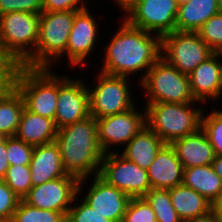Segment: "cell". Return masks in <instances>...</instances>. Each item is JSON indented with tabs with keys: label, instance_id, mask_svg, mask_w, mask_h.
<instances>
[{
	"label": "cell",
	"instance_id": "obj_14",
	"mask_svg": "<svg viewBox=\"0 0 222 222\" xmlns=\"http://www.w3.org/2000/svg\"><path fill=\"white\" fill-rule=\"evenodd\" d=\"M136 109L96 119L98 141L105 154L109 145H126L146 125L145 110L139 113Z\"/></svg>",
	"mask_w": 222,
	"mask_h": 222
},
{
	"label": "cell",
	"instance_id": "obj_46",
	"mask_svg": "<svg viewBox=\"0 0 222 222\" xmlns=\"http://www.w3.org/2000/svg\"><path fill=\"white\" fill-rule=\"evenodd\" d=\"M189 1H191V0H176L178 6H181V5H183V4H186V3H188Z\"/></svg>",
	"mask_w": 222,
	"mask_h": 222
},
{
	"label": "cell",
	"instance_id": "obj_28",
	"mask_svg": "<svg viewBox=\"0 0 222 222\" xmlns=\"http://www.w3.org/2000/svg\"><path fill=\"white\" fill-rule=\"evenodd\" d=\"M13 222H66L62 212L40 209L28 205L22 199L14 212Z\"/></svg>",
	"mask_w": 222,
	"mask_h": 222
},
{
	"label": "cell",
	"instance_id": "obj_9",
	"mask_svg": "<svg viewBox=\"0 0 222 222\" xmlns=\"http://www.w3.org/2000/svg\"><path fill=\"white\" fill-rule=\"evenodd\" d=\"M106 153L98 176L131 198L144 197L151 189L146 169L126 159L118 152Z\"/></svg>",
	"mask_w": 222,
	"mask_h": 222
},
{
	"label": "cell",
	"instance_id": "obj_43",
	"mask_svg": "<svg viewBox=\"0 0 222 222\" xmlns=\"http://www.w3.org/2000/svg\"><path fill=\"white\" fill-rule=\"evenodd\" d=\"M185 222H217V221L215 220L214 215L211 212H209L204 216L196 217L194 219H190Z\"/></svg>",
	"mask_w": 222,
	"mask_h": 222
},
{
	"label": "cell",
	"instance_id": "obj_20",
	"mask_svg": "<svg viewBox=\"0 0 222 222\" xmlns=\"http://www.w3.org/2000/svg\"><path fill=\"white\" fill-rule=\"evenodd\" d=\"M32 186L65 177L58 145L53 142L35 146L30 162Z\"/></svg>",
	"mask_w": 222,
	"mask_h": 222
},
{
	"label": "cell",
	"instance_id": "obj_4",
	"mask_svg": "<svg viewBox=\"0 0 222 222\" xmlns=\"http://www.w3.org/2000/svg\"><path fill=\"white\" fill-rule=\"evenodd\" d=\"M147 103L146 126L156 133L165 144H172L201 128L203 109H192L193 103Z\"/></svg>",
	"mask_w": 222,
	"mask_h": 222
},
{
	"label": "cell",
	"instance_id": "obj_33",
	"mask_svg": "<svg viewBox=\"0 0 222 222\" xmlns=\"http://www.w3.org/2000/svg\"><path fill=\"white\" fill-rule=\"evenodd\" d=\"M34 147L18 139L7 137V160L10 165H30Z\"/></svg>",
	"mask_w": 222,
	"mask_h": 222
},
{
	"label": "cell",
	"instance_id": "obj_5",
	"mask_svg": "<svg viewBox=\"0 0 222 222\" xmlns=\"http://www.w3.org/2000/svg\"><path fill=\"white\" fill-rule=\"evenodd\" d=\"M50 71L49 68L22 66L15 87L22 95L27 110L54 120L58 103V76Z\"/></svg>",
	"mask_w": 222,
	"mask_h": 222
},
{
	"label": "cell",
	"instance_id": "obj_1",
	"mask_svg": "<svg viewBox=\"0 0 222 222\" xmlns=\"http://www.w3.org/2000/svg\"><path fill=\"white\" fill-rule=\"evenodd\" d=\"M130 25L125 19L105 46V61L100 72L124 76L149 69L161 57V37Z\"/></svg>",
	"mask_w": 222,
	"mask_h": 222
},
{
	"label": "cell",
	"instance_id": "obj_41",
	"mask_svg": "<svg viewBox=\"0 0 222 222\" xmlns=\"http://www.w3.org/2000/svg\"><path fill=\"white\" fill-rule=\"evenodd\" d=\"M141 0H114L119 4L120 9L124 10L127 14L130 10H132Z\"/></svg>",
	"mask_w": 222,
	"mask_h": 222
},
{
	"label": "cell",
	"instance_id": "obj_15",
	"mask_svg": "<svg viewBox=\"0 0 222 222\" xmlns=\"http://www.w3.org/2000/svg\"><path fill=\"white\" fill-rule=\"evenodd\" d=\"M83 200L112 222H122L131 197L96 175Z\"/></svg>",
	"mask_w": 222,
	"mask_h": 222
},
{
	"label": "cell",
	"instance_id": "obj_37",
	"mask_svg": "<svg viewBox=\"0 0 222 222\" xmlns=\"http://www.w3.org/2000/svg\"><path fill=\"white\" fill-rule=\"evenodd\" d=\"M16 11L41 14L43 0H0V15Z\"/></svg>",
	"mask_w": 222,
	"mask_h": 222
},
{
	"label": "cell",
	"instance_id": "obj_2",
	"mask_svg": "<svg viewBox=\"0 0 222 222\" xmlns=\"http://www.w3.org/2000/svg\"><path fill=\"white\" fill-rule=\"evenodd\" d=\"M55 143L59 147L64 170L77 177L78 184H83L93 173L98 175L105 153L98 141L94 116L58 129Z\"/></svg>",
	"mask_w": 222,
	"mask_h": 222
},
{
	"label": "cell",
	"instance_id": "obj_35",
	"mask_svg": "<svg viewBox=\"0 0 222 222\" xmlns=\"http://www.w3.org/2000/svg\"><path fill=\"white\" fill-rule=\"evenodd\" d=\"M66 222H112L92 209L84 200L79 206H72L67 212Z\"/></svg>",
	"mask_w": 222,
	"mask_h": 222
},
{
	"label": "cell",
	"instance_id": "obj_31",
	"mask_svg": "<svg viewBox=\"0 0 222 222\" xmlns=\"http://www.w3.org/2000/svg\"><path fill=\"white\" fill-rule=\"evenodd\" d=\"M201 128L207 134L215 155H222V115L217 110L206 116L202 112Z\"/></svg>",
	"mask_w": 222,
	"mask_h": 222
},
{
	"label": "cell",
	"instance_id": "obj_47",
	"mask_svg": "<svg viewBox=\"0 0 222 222\" xmlns=\"http://www.w3.org/2000/svg\"><path fill=\"white\" fill-rule=\"evenodd\" d=\"M218 7L222 11V0H217Z\"/></svg>",
	"mask_w": 222,
	"mask_h": 222
},
{
	"label": "cell",
	"instance_id": "obj_12",
	"mask_svg": "<svg viewBox=\"0 0 222 222\" xmlns=\"http://www.w3.org/2000/svg\"><path fill=\"white\" fill-rule=\"evenodd\" d=\"M176 0H141L124 18L130 25L160 37L175 31Z\"/></svg>",
	"mask_w": 222,
	"mask_h": 222
},
{
	"label": "cell",
	"instance_id": "obj_10",
	"mask_svg": "<svg viewBox=\"0 0 222 222\" xmlns=\"http://www.w3.org/2000/svg\"><path fill=\"white\" fill-rule=\"evenodd\" d=\"M98 75L95 88H88L90 115L96 119L125 112L134 106L127 77Z\"/></svg>",
	"mask_w": 222,
	"mask_h": 222
},
{
	"label": "cell",
	"instance_id": "obj_22",
	"mask_svg": "<svg viewBox=\"0 0 222 222\" xmlns=\"http://www.w3.org/2000/svg\"><path fill=\"white\" fill-rule=\"evenodd\" d=\"M164 144V141L145 125L126 144L121 155L147 170Z\"/></svg>",
	"mask_w": 222,
	"mask_h": 222
},
{
	"label": "cell",
	"instance_id": "obj_23",
	"mask_svg": "<svg viewBox=\"0 0 222 222\" xmlns=\"http://www.w3.org/2000/svg\"><path fill=\"white\" fill-rule=\"evenodd\" d=\"M169 195L175 211L183 222L210 212L211 202L184 184L170 188Z\"/></svg>",
	"mask_w": 222,
	"mask_h": 222
},
{
	"label": "cell",
	"instance_id": "obj_29",
	"mask_svg": "<svg viewBox=\"0 0 222 222\" xmlns=\"http://www.w3.org/2000/svg\"><path fill=\"white\" fill-rule=\"evenodd\" d=\"M2 179L21 199L33 187L30 165H10Z\"/></svg>",
	"mask_w": 222,
	"mask_h": 222
},
{
	"label": "cell",
	"instance_id": "obj_7",
	"mask_svg": "<svg viewBox=\"0 0 222 222\" xmlns=\"http://www.w3.org/2000/svg\"><path fill=\"white\" fill-rule=\"evenodd\" d=\"M38 30L39 14L16 11L0 15V45L21 64L35 52Z\"/></svg>",
	"mask_w": 222,
	"mask_h": 222
},
{
	"label": "cell",
	"instance_id": "obj_48",
	"mask_svg": "<svg viewBox=\"0 0 222 222\" xmlns=\"http://www.w3.org/2000/svg\"><path fill=\"white\" fill-rule=\"evenodd\" d=\"M0 222H13L12 219H2L0 218Z\"/></svg>",
	"mask_w": 222,
	"mask_h": 222
},
{
	"label": "cell",
	"instance_id": "obj_36",
	"mask_svg": "<svg viewBox=\"0 0 222 222\" xmlns=\"http://www.w3.org/2000/svg\"><path fill=\"white\" fill-rule=\"evenodd\" d=\"M21 198L0 179V218L12 219Z\"/></svg>",
	"mask_w": 222,
	"mask_h": 222
},
{
	"label": "cell",
	"instance_id": "obj_39",
	"mask_svg": "<svg viewBox=\"0 0 222 222\" xmlns=\"http://www.w3.org/2000/svg\"><path fill=\"white\" fill-rule=\"evenodd\" d=\"M7 137H0V179H2L7 172L10 164L7 160Z\"/></svg>",
	"mask_w": 222,
	"mask_h": 222
},
{
	"label": "cell",
	"instance_id": "obj_44",
	"mask_svg": "<svg viewBox=\"0 0 222 222\" xmlns=\"http://www.w3.org/2000/svg\"><path fill=\"white\" fill-rule=\"evenodd\" d=\"M11 87L0 77V97H2Z\"/></svg>",
	"mask_w": 222,
	"mask_h": 222
},
{
	"label": "cell",
	"instance_id": "obj_11",
	"mask_svg": "<svg viewBox=\"0 0 222 222\" xmlns=\"http://www.w3.org/2000/svg\"><path fill=\"white\" fill-rule=\"evenodd\" d=\"M78 183L77 177L68 174L33 186L22 200L33 207L62 212L66 216L71 203L75 201L83 187Z\"/></svg>",
	"mask_w": 222,
	"mask_h": 222
},
{
	"label": "cell",
	"instance_id": "obj_3",
	"mask_svg": "<svg viewBox=\"0 0 222 222\" xmlns=\"http://www.w3.org/2000/svg\"><path fill=\"white\" fill-rule=\"evenodd\" d=\"M78 12L42 11L39 14L38 41L35 52L22 66L28 68H50L52 63L66 52L73 21Z\"/></svg>",
	"mask_w": 222,
	"mask_h": 222
},
{
	"label": "cell",
	"instance_id": "obj_6",
	"mask_svg": "<svg viewBox=\"0 0 222 222\" xmlns=\"http://www.w3.org/2000/svg\"><path fill=\"white\" fill-rule=\"evenodd\" d=\"M140 81L147 96V103L195 102L190 90L189 77L160 57ZM146 89V90H145Z\"/></svg>",
	"mask_w": 222,
	"mask_h": 222
},
{
	"label": "cell",
	"instance_id": "obj_13",
	"mask_svg": "<svg viewBox=\"0 0 222 222\" xmlns=\"http://www.w3.org/2000/svg\"><path fill=\"white\" fill-rule=\"evenodd\" d=\"M54 123L57 129L90 116L88 88L83 80L58 77V101Z\"/></svg>",
	"mask_w": 222,
	"mask_h": 222
},
{
	"label": "cell",
	"instance_id": "obj_21",
	"mask_svg": "<svg viewBox=\"0 0 222 222\" xmlns=\"http://www.w3.org/2000/svg\"><path fill=\"white\" fill-rule=\"evenodd\" d=\"M57 130L54 120L32 113L24 107L15 136L35 147L55 142Z\"/></svg>",
	"mask_w": 222,
	"mask_h": 222
},
{
	"label": "cell",
	"instance_id": "obj_30",
	"mask_svg": "<svg viewBox=\"0 0 222 222\" xmlns=\"http://www.w3.org/2000/svg\"><path fill=\"white\" fill-rule=\"evenodd\" d=\"M196 32L214 53L222 52V11L206 21Z\"/></svg>",
	"mask_w": 222,
	"mask_h": 222
},
{
	"label": "cell",
	"instance_id": "obj_17",
	"mask_svg": "<svg viewBox=\"0 0 222 222\" xmlns=\"http://www.w3.org/2000/svg\"><path fill=\"white\" fill-rule=\"evenodd\" d=\"M151 188L170 189L183 184L184 167L171 144H164L147 169Z\"/></svg>",
	"mask_w": 222,
	"mask_h": 222
},
{
	"label": "cell",
	"instance_id": "obj_19",
	"mask_svg": "<svg viewBox=\"0 0 222 222\" xmlns=\"http://www.w3.org/2000/svg\"><path fill=\"white\" fill-rule=\"evenodd\" d=\"M171 145L175 149L184 169L211 165L215 158L214 149L202 128L175 140Z\"/></svg>",
	"mask_w": 222,
	"mask_h": 222
},
{
	"label": "cell",
	"instance_id": "obj_16",
	"mask_svg": "<svg viewBox=\"0 0 222 222\" xmlns=\"http://www.w3.org/2000/svg\"><path fill=\"white\" fill-rule=\"evenodd\" d=\"M95 21L87 8L75 15L66 52L64 53L67 54L73 67L85 61L94 48L98 35Z\"/></svg>",
	"mask_w": 222,
	"mask_h": 222
},
{
	"label": "cell",
	"instance_id": "obj_27",
	"mask_svg": "<svg viewBox=\"0 0 222 222\" xmlns=\"http://www.w3.org/2000/svg\"><path fill=\"white\" fill-rule=\"evenodd\" d=\"M144 198L151 205L157 222H183L172 205L169 189L151 188Z\"/></svg>",
	"mask_w": 222,
	"mask_h": 222
},
{
	"label": "cell",
	"instance_id": "obj_45",
	"mask_svg": "<svg viewBox=\"0 0 222 222\" xmlns=\"http://www.w3.org/2000/svg\"><path fill=\"white\" fill-rule=\"evenodd\" d=\"M221 57H222V52H221ZM220 87L222 93V62H220Z\"/></svg>",
	"mask_w": 222,
	"mask_h": 222
},
{
	"label": "cell",
	"instance_id": "obj_42",
	"mask_svg": "<svg viewBox=\"0 0 222 222\" xmlns=\"http://www.w3.org/2000/svg\"><path fill=\"white\" fill-rule=\"evenodd\" d=\"M213 170L222 180V155H215V158L211 164Z\"/></svg>",
	"mask_w": 222,
	"mask_h": 222
},
{
	"label": "cell",
	"instance_id": "obj_32",
	"mask_svg": "<svg viewBox=\"0 0 222 222\" xmlns=\"http://www.w3.org/2000/svg\"><path fill=\"white\" fill-rule=\"evenodd\" d=\"M122 222H157L156 215L144 197L131 198Z\"/></svg>",
	"mask_w": 222,
	"mask_h": 222
},
{
	"label": "cell",
	"instance_id": "obj_18",
	"mask_svg": "<svg viewBox=\"0 0 222 222\" xmlns=\"http://www.w3.org/2000/svg\"><path fill=\"white\" fill-rule=\"evenodd\" d=\"M219 58H221V52L213 53L188 74L190 90L195 101L205 102L208 98L216 100L220 97Z\"/></svg>",
	"mask_w": 222,
	"mask_h": 222
},
{
	"label": "cell",
	"instance_id": "obj_40",
	"mask_svg": "<svg viewBox=\"0 0 222 222\" xmlns=\"http://www.w3.org/2000/svg\"><path fill=\"white\" fill-rule=\"evenodd\" d=\"M210 212L217 222H222V195L211 202Z\"/></svg>",
	"mask_w": 222,
	"mask_h": 222
},
{
	"label": "cell",
	"instance_id": "obj_24",
	"mask_svg": "<svg viewBox=\"0 0 222 222\" xmlns=\"http://www.w3.org/2000/svg\"><path fill=\"white\" fill-rule=\"evenodd\" d=\"M219 12L217 0H191L179 6L175 30L196 32Z\"/></svg>",
	"mask_w": 222,
	"mask_h": 222
},
{
	"label": "cell",
	"instance_id": "obj_8",
	"mask_svg": "<svg viewBox=\"0 0 222 222\" xmlns=\"http://www.w3.org/2000/svg\"><path fill=\"white\" fill-rule=\"evenodd\" d=\"M161 52L167 63L187 75L214 53L197 32L176 30L161 37Z\"/></svg>",
	"mask_w": 222,
	"mask_h": 222
},
{
	"label": "cell",
	"instance_id": "obj_25",
	"mask_svg": "<svg viewBox=\"0 0 222 222\" xmlns=\"http://www.w3.org/2000/svg\"><path fill=\"white\" fill-rule=\"evenodd\" d=\"M183 184L194 189L210 202L222 195V180L211 165L184 169Z\"/></svg>",
	"mask_w": 222,
	"mask_h": 222
},
{
	"label": "cell",
	"instance_id": "obj_34",
	"mask_svg": "<svg viewBox=\"0 0 222 222\" xmlns=\"http://www.w3.org/2000/svg\"><path fill=\"white\" fill-rule=\"evenodd\" d=\"M22 64L7 49L0 45V77L12 88Z\"/></svg>",
	"mask_w": 222,
	"mask_h": 222
},
{
	"label": "cell",
	"instance_id": "obj_38",
	"mask_svg": "<svg viewBox=\"0 0 222 222\" xmlns=\"http://www.w3.org/2000/svg\"><path fill=\"white\" fill-rule=\"evenodd\" d=\"M81 1L82 0H43V11H81L87 8L86 4H81Z\"/></svg>",
	"mask_w": 222,
	"mask_h": 222
},
{
	"label": "cell",
	"instance_id": "obj_26",
	"mask_svg": "<svg viewBox=\"0 0 222 222\" xmlns=\"http://www.w3.org/2000/svg\"><path fill=\"white\" fill-rule=\"evenodd\" d=\"M24 107L22 95L15 86L0 97V137L16 135Z\"/></svg>",
	"mask_w": 222,
	"mask_h": 222
}]
</instances>
